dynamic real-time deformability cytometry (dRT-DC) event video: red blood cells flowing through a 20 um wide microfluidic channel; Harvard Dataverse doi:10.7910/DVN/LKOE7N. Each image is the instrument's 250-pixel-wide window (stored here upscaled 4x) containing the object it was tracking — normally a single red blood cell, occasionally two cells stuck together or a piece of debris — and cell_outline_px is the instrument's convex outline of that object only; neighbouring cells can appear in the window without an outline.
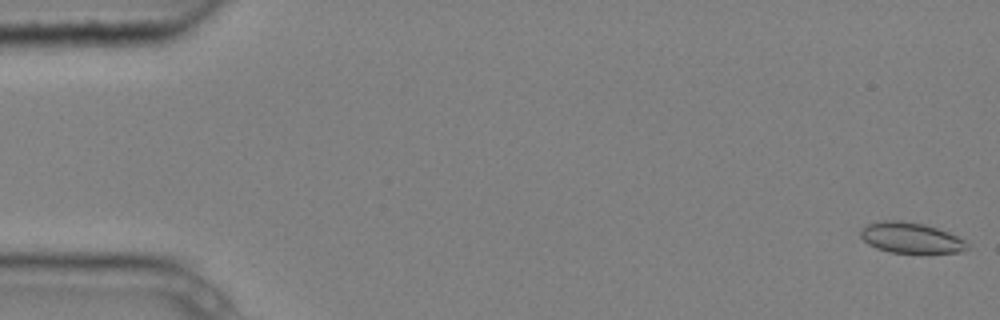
{"species": "common noctule bat (a hibernating species)", "species_latin": "Nyctalus noctula", "temperature_condition": "cold", "stored_images_in_passage": 6, "camera_frame_rate_fps": 3000, "um_per_image_px": 0.085, "animal": {"sex": "male", "body_mass_g": 20.4}, "frame": {"image": 1, "passage_image": 1, "time_ms": 0.0, "image_size_px": [1000, 320], "cell_outline_px": [[968, 248], [960, 252], [888, 252], [876, 248], [868, 244], [860, 236], [860, 228], [868, 224], [880, 220], [900, 220], [924, 224], [948, 232], [964, 240], [968, 244]], "centroid_in_image_um": [77.37, 20.2], "position_along_channel_um": 7.6, "area_um2": 18.9}}
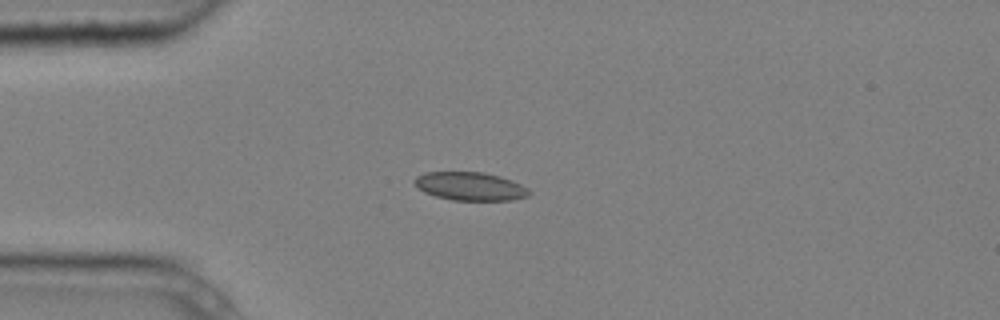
{"frame": {"image": 2, "passage_image": 5, "time_ms": 1.333, "image_size_px": [1000, 320], "cell_outline_px": [[532, 192], [528, 196], [512, 200], [452, 200], [436, 196], [424, 192], [412, 180], [416, 176], [428, 172], [484, 172], [500, 176], [512, 180], [528, 188]], "centroid_in_image_um": [39.99, 15.83], "position_along_channel_um": 45.0, "area_um2": 18.9}}
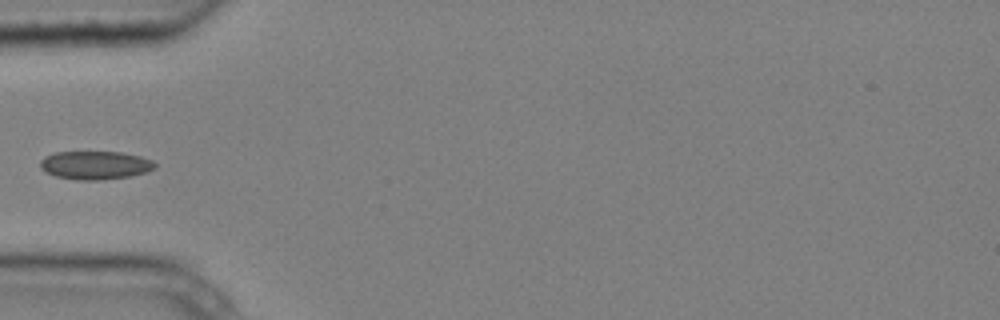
{"frame": {"image": 3, "passage_image": 6, "time_ms": 1.667, "image_size_px": [1000, 320], "cell_outline_px": [[156, 168], [148, 172], [132, 176], [100, 180], [76, 180], [56, 176], [44, 172], [40, 168], [40, 160], [44, 156], [56, 152], [120, 152], [140, 156], [152, 160], [156, 164]], "centroid_in_image_um": [8.09, 14.05], "position_along_channel_um": 76.9, "area_um2": 19.19}}